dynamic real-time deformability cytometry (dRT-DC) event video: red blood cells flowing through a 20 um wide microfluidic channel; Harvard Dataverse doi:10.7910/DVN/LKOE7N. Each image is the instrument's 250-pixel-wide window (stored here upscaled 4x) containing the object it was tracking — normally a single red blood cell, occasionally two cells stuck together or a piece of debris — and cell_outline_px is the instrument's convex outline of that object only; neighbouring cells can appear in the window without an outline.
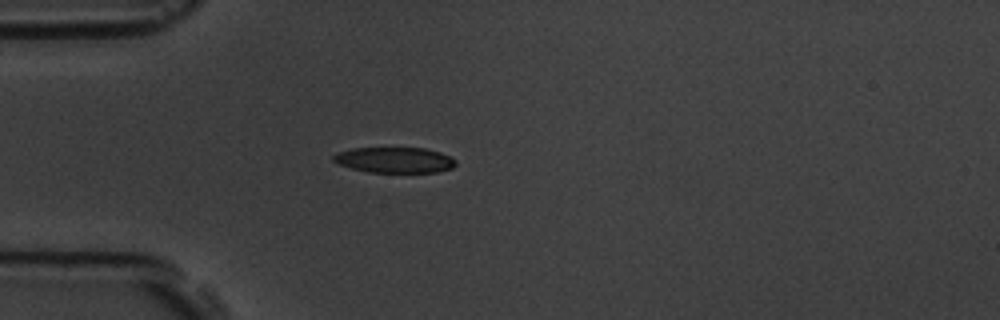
{"species": "common noctule bat (a hibernating species)", "species_latin": "Nyctalus noctula", "temperature_condition": "room temperature", "stored_images_in_passage": 1, "camera_frame_rate_fps": 3000, "um_per_image_px": 0.085, "animal": {"sex": "male", "body_mass_g": 19.5, "forearm_length_mm": 54.6}, "frame": {"image": 1, "passage_image": 1, "time_ms": 0.0, "image_size_px": [1000, 320], "cell_outline_px": [[456, 164], [452, 168], [440, 172], [368, 172], [352, 168], [340, 164], [332, 160], [332, 156], [340, 152], [352, 148], [424, 148], [440, 152], [456, 160]], "centroid_in_image_um": [33.57, 13.6], "position_along_channel_um": 51.4, "area_um2": 18.15}}